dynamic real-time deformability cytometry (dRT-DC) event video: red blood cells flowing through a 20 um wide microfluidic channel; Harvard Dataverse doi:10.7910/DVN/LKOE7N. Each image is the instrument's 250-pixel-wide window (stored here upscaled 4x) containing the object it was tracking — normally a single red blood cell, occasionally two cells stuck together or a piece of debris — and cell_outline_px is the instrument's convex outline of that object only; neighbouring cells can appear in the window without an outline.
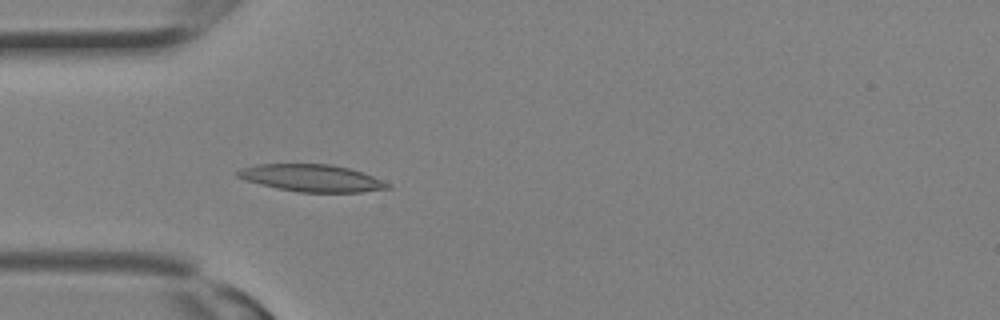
{"species": "Egyptian fruit bat (a non-hibernating species)", "species_latin": "Rousettus aegyptiacus", "temperature_condition": "room temperature", "stored_images_in_passage": 3, "camera_frame_rate_fps": 3000, "um_per_image_px": 0.085, "animal": {"sex": "female"}, "frame": {"image": 1, "passage_image": 3, "time_ms": 0.667, "image_size_px": [1000, 320], "cell_outline_px": [[392, 188], [360, 192], [300, 192], [276, 188], [244, 180], [236, 176], [236, 172], [240, 168], [256, 164], [332, 164], [348, 168], [372, 176], [392, 184]], "centroid_in_image_um": [26.48, 15.13], "position_along_channel_um": 58.5, "area_um2": 23.76}}